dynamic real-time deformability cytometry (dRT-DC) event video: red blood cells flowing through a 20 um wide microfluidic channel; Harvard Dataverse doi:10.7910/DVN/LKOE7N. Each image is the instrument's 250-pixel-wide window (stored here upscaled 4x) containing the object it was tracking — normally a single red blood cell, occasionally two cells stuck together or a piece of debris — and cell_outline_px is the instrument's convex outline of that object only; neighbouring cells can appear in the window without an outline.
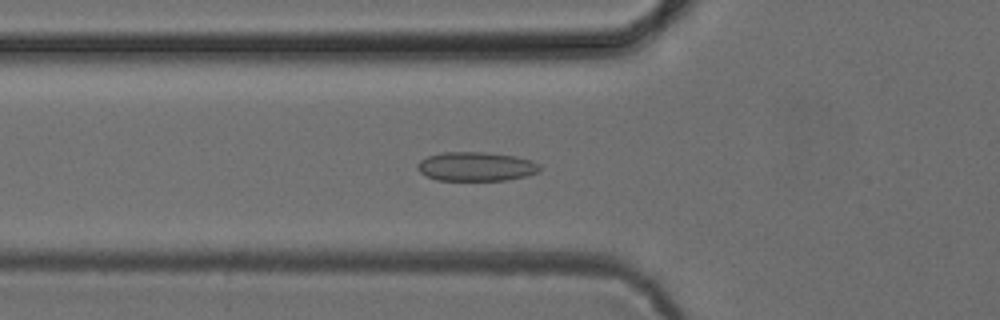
{"species": "common noctule bat (a hibernating species)", "species_latin": "Nyctalus noctula", "temperature_condition": "cold", "stored_images_in_passage": 51, "camera_frame_rate_fps": 3000, "um_per_image_px": 0.085, "animal": {"sex": "female", "body_mass_g": 24.6, "forearm_length_mm": 56.2}, "frame": {"image": 1, "passage_image": 18, "time_ms": 5.667, "image_size_px": [1000, 320], "cell_outline_px": [[540, 172], [508, 180], [436, 180], [424, 176], [416, 168], [416, 164], [420, 160], [428, 156], [444, 152], [484, 152], [516, 156], [532, 160], [540, 164]], "centroid_in_image_um": [40.45, 14.15], "position_along_channel_um": 85.3, "area_um2": 20.92}}
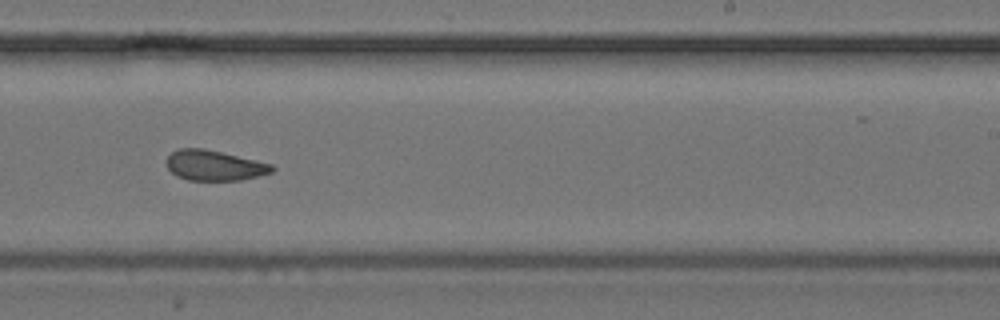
{"frame": {"image": 2, "passage_image": 32, "time_ms": 10.333, "image_size_px": [1000, 320], "cell_outline_px": [[276, 168], [272, 172], [240, 180], [188, 180], [176, 176], [168, 168], [164, 160], [172, 152], [180, 148], [204, 148], [272, 164]], "centroid_in_image_um": [18.18, 14.06], "position_along_channel_um": 270.8, "area_um2": 18.55}}
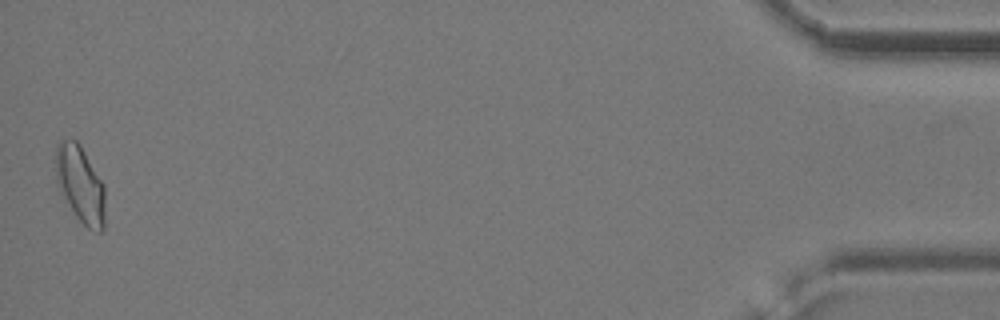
{"frame": {"image": 3, "passage_image": 51, "time_ms": 16.667, "image_size_px": [1000, 320], "cell_outline_px": [[104, 228], [100, 232], [96, 232], [88, 228], [76, 216], [60, 192], [56, 184], [56, 144], [60, 140], [76, 140], [80, 144], [104, 184]], "centroid_in_image_um": [6.82, 15.66], "position_along_channel_um": 428.4, "area_um2": 22.08}}